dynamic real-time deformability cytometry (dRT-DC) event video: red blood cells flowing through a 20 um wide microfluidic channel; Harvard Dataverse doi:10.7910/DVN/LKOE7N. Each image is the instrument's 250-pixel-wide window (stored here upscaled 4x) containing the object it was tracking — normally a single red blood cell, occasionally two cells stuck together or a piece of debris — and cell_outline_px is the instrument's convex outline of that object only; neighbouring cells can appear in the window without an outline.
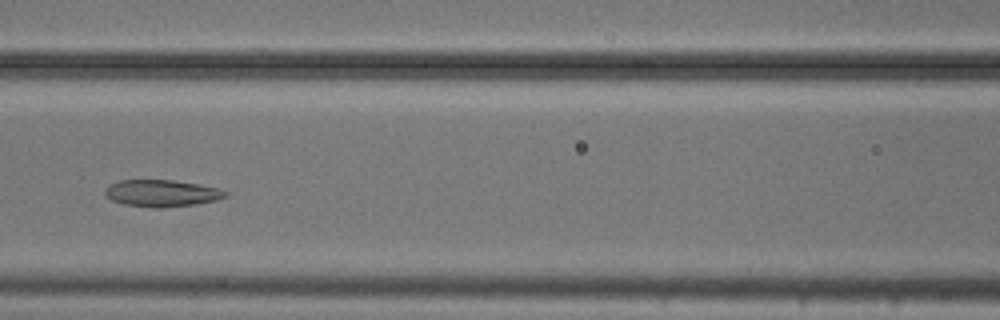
{"species": "common noctule bat (a hibernating species)", "species_latin": "Nyctalus noctula", "temperature_condition": "cold", "stored_images_in_passage": 44, "segment_of_instrument_passage": [1, 2], "camera_frame_rate_fps": 3000, "um_per_image_px": 0.085, "animal": {"sex": "male", "body_mass_g": 20.5, "forearm_length_mm": 52.5}, "frame": {"image": 1, "passage_image": 13, "time_ms": 4.0, "image_size_px": [1000, 320], "cell_outline_px": [[228, 196], [216, 200], [196, 204], [164, 208], [152, 208], [124, 204], [112, 200], [104, 192], [104, 188], [108, 184], [120, 180], [172, 180], [196, 184], [216, 188], [228, 192]], "centroid_in_image_um": [13.72, 16.43], "position_along_channel_um": 152.9, "area_um2": 18.84}}
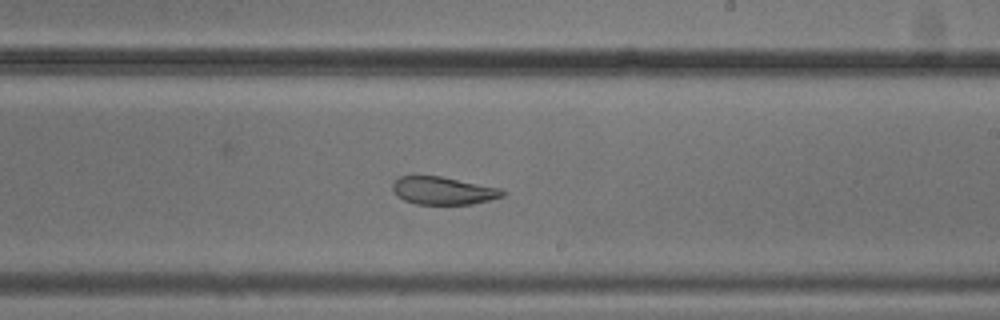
{"frame": {"image": 2, "passage_image": 21, "time_ms": 6.667, "image_size_px": [1000, 320], "cell_outline_px": [[504, 196], [472, 204], [416, 204], [404, 200], [396, 196], [392, 188], [392, 184], [400, 176], [440, 176], [500, 188], [504, 192]], "centroid_in_image_um": [37.64, 16.21], "position_along_channel_um": 251.4, "area_um2": 17.63}}
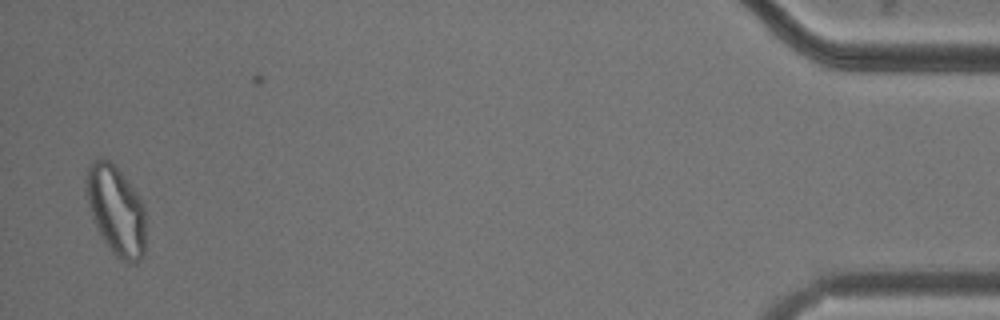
{"frame": {"image": 3, "passage_image": 42, "time_ms": 13.667, "image_size_px": [1000, 320], "cell_outline_px": [[144, 256], [136, 264], [128, 264], [120, 260], [112, 252], [100, 236], [92, 220], [84, 188], [84, 180], [88, 168], [92, 160], [108, 160], [120, 172], [140, 196], [144, 204]], "centroid_in_image_um": [9.84, 17.93], "position_along_channel_um": 425.4, "area_um2": 31.33}}